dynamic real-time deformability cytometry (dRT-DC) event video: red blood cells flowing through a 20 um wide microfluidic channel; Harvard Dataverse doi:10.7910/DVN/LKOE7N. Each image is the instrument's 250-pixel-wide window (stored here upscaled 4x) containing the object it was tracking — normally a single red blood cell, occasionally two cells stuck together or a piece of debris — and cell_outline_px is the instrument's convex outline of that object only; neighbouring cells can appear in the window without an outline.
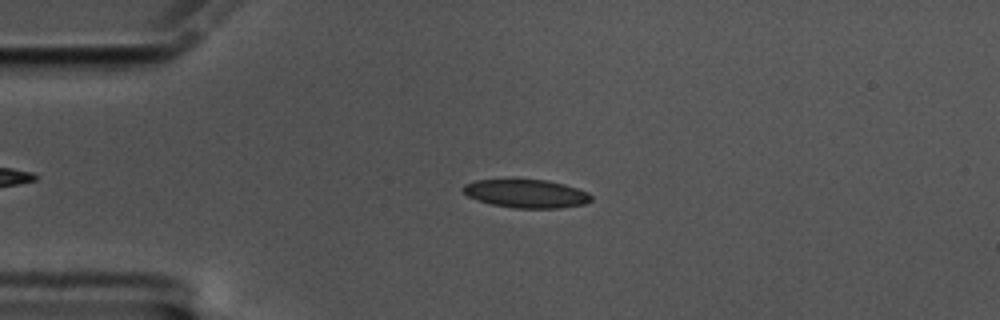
{"species": "common noctule bat (a hibernating species)", "species_latin": "Nyctalus noctula", "temperature_condition": "cold", "stored_images_in_passage": 53, "camera_frame_rate_fps": 3000, "um_per_image_px": 0.085, "animal": {"sex": "male", "body_mass_g": 17.5, "forearm_length_mm": 52.3}, "frame": {"image": 1, "passage_image": 13, "time_ms": 4.0, "image_size_px": [1000, 320], "cell_outline_px": [[592, 200], [584, 204], [560, 208], [512, 208], [492, 204], [476, 200], [468, 196], [460, 188], [464, 184], [476, 180], [512, 176], [548, 180], [564, 184], [588, 192], [592, 196]], "centroid_in_image_um": [44.67, 16.4], "position_along_channel_um": 40.3, "area_um2": 22.2}}
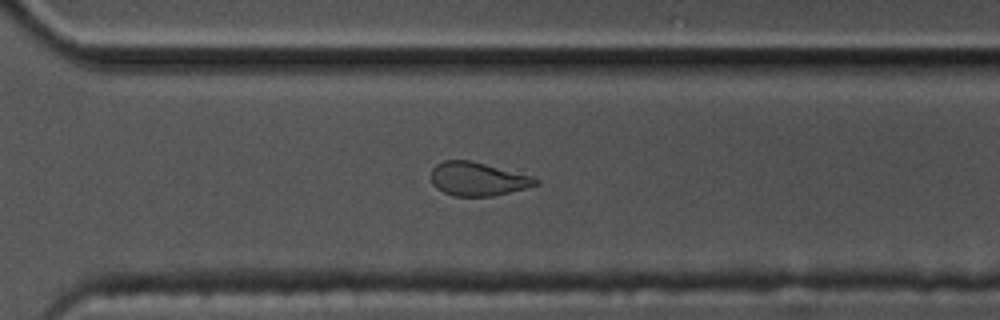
{"frame": {"image": 2, "passage_image": 41, "time_ms": 13.333, "image_size_px": [1000, 320], "cell_outline_px": [[540, 184], [492, 196], [452, 196], [436, 188], [432, 184], [432, 168], [436, 164], [444, 160], [472, 160], [532, 176], [540, 180]], "centroid_in_image_um": [40.6, 15.2], "position_along_channel_um": 330.0, "area_um2": 20.46}}
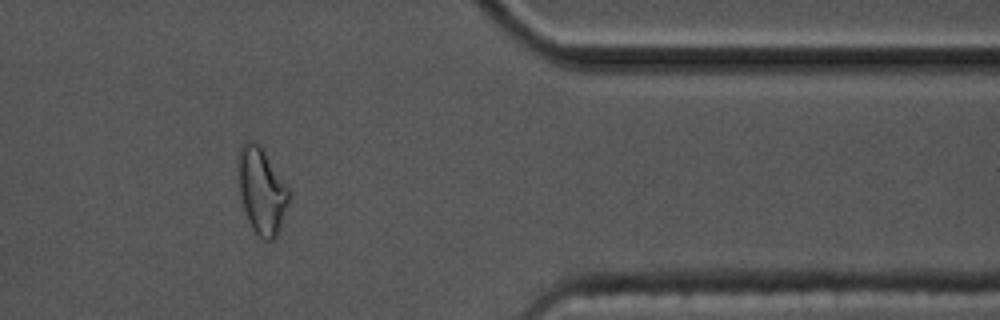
{"frame": {"image": 3, "passage_image": 48, "time_ms": 15.667, "image_size_px": [1000, 320], "cell_outline_px": [[292, 196], [280, 232], [272, 240], [264, 240], [252, 228], [248, 220], [240, 196], [240, 148], [248, 140], [252, 140], [260, 144], [288, 188]], "centroid_in_image_um": [22.31, 16.27], "position_along_channel_um": 389.1, "area_um2": 25.14}, "authors_computed_cell_mechanics": {"area_um2": 21.0392, "velocity_mm_per_s": 3.3799, "shape_relaxation_time_tau1_ms": 7.7985, "shape_relaxation_time_tau2_ms": 3.1761, "deformation_change_tau1": 0.1526, "deformation_change_tau2": 0.0808}}